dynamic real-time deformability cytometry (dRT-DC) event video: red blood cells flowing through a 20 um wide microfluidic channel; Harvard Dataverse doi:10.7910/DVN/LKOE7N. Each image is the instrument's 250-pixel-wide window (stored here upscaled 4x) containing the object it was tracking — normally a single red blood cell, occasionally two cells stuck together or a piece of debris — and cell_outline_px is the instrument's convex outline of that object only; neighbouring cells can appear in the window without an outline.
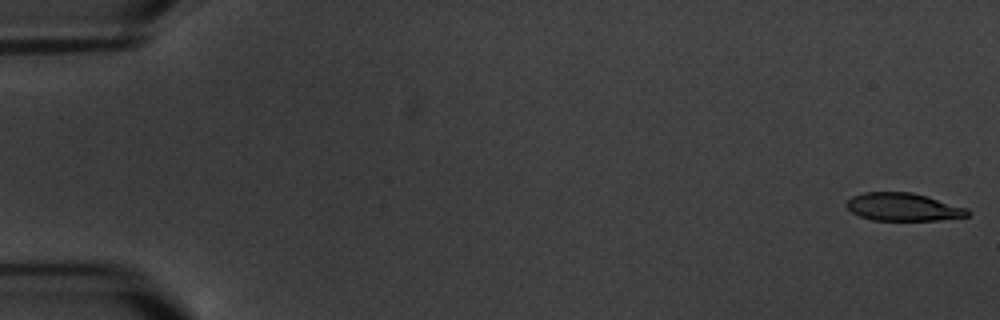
{"species": "common noctule bat (a hibernating species)", "species_latin": "Nyctalus noctula", "temperature_condition": "warm", "stored_images_in_passage": 6, "segment_of_instrument_passage": [1, 2], "camera_frame_rate_fps": 3000, "um_per_image_px": 0.085, "animal": {"sex": "male", "body_mass_g": 20.1, "forearm_length_mm": 53.5}, "frame": {"image": 1, "passage_image": 1, "time_ms": 0.0, "image_size_px": [1000, 320], "cell_outline_px": [[972, 212], [968, 216], [940, 220], [872, 220], [860, 216], [852, 212], [844, 204], [852, 196], [864, 192], [912, 192], [928, 196], [968, 208]], "centroid_in_image_um": [76.8, 17.59], "position_along_channel_um": 8.2, "area_um2": 19.83}}